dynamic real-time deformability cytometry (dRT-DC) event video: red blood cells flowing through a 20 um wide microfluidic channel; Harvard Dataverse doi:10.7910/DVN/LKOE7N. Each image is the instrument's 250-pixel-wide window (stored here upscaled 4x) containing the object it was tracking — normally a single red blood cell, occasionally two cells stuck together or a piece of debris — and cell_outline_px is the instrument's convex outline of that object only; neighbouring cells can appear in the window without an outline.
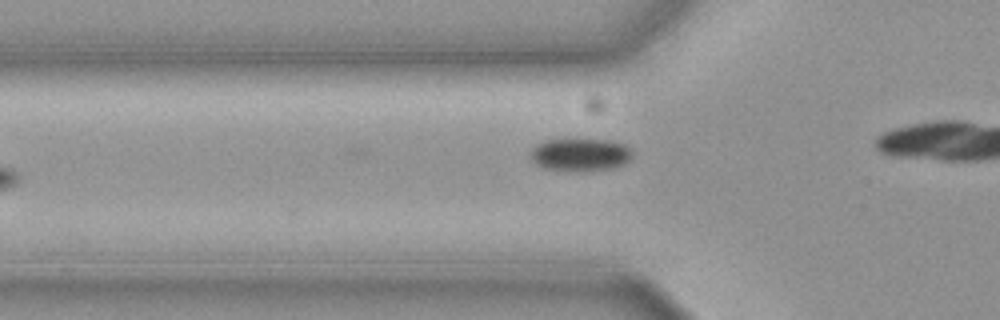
{"species": "common noctule bat (a hibernating species)", "species_latin": "Nyctalus noctula", "temperature_condition": "cold", "stored_images_in_passage": 4, "camera_frame_rate_fps": 3000, "um_per_image_px": 0.085, "animal": {"sex": "female", "body_mass_g": 19.3, "forearm_length_mm": 54.1}, "frame": {"image": 1, "passage_image": 4, "time_ms": 1.0, "image_size_px": [1000, 320], "cell_outline_px": [[632, 156], [624, 164], [612, 168], [584, 172], [580, 172], [544, 168], [536, 164], [532, 160], [532, 148], [536, 144], [544, 140], [576, 136], [612, 140], [624, 144], [632, 152]], "centroid_in_image_um": [49.32, 13.09], "position_along_channel_um": 76.5, "area_um2": 20.4}}